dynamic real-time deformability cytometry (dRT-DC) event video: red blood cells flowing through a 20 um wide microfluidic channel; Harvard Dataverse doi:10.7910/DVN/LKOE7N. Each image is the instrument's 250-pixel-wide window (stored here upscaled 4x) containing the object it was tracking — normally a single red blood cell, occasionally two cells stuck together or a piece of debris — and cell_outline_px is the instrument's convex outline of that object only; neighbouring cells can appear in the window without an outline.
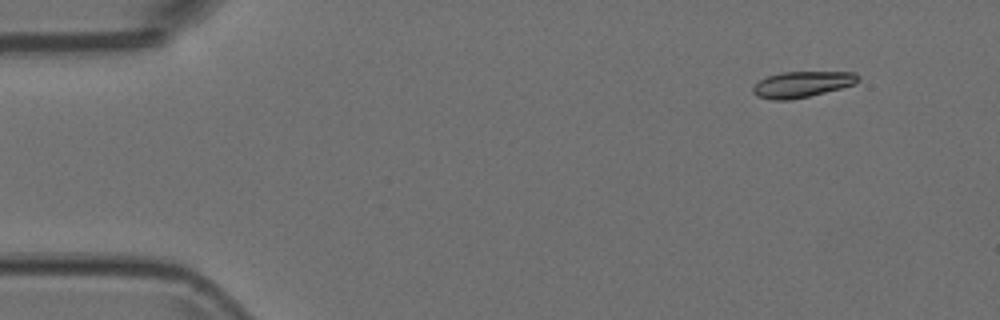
{"species": "Egyptian fruit bat (a non-hibernating species)", "species_latin": "Rousettus aegyptiacus", "temperature_condition": "room temperature", "stored_images_in_passage": 49, "camera_frame_rate_fps": 3000, "um_per_image_px": 0.085, "animal": {"sex": "female"}, "frame": {"image": 1, "passage_image": 1, "time_ms": 0.0, "image_size_px": [1000, 320], "cell_outline_px": [[860, 80], [856, 84], [792, 100], [772, 100], [756, 96], [752, 92], [752, 88], [760, 80], [768, 76], [780, 72], [856, 72], [860, 76]], "centroid_in_image_um": [68.18, 7.16], "position_along_channel_um": 16.8, "area_um2": 15.95}}
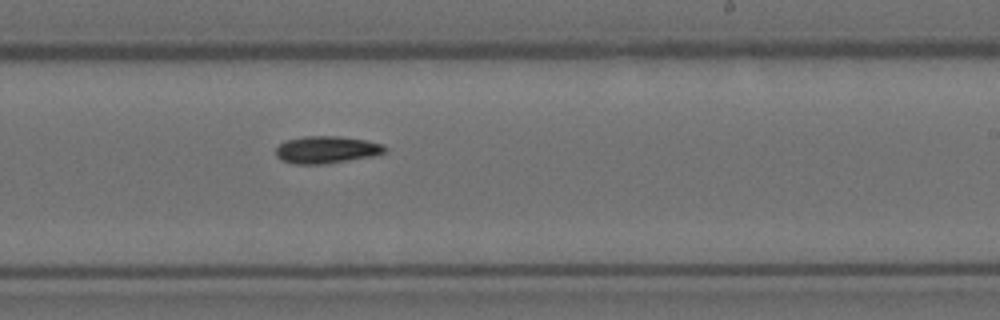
{"frame": {"image": 2, "passage_image": 28, "time_ms": 9.0, "image_size_px": [1000, 320], "cell_outline_px": [[388, 148], [384, 152], [372, 156], [324, 164], [292, 164], [280, 160], [276, 156], [276, 148], [284, 140], [304, 136], [340, 136], [364, 140], [384, 144]], "centroid_in_image_um": [27.72, 12.72], "position_along_channel_um": 261.3, "area_um2": 17.4}}
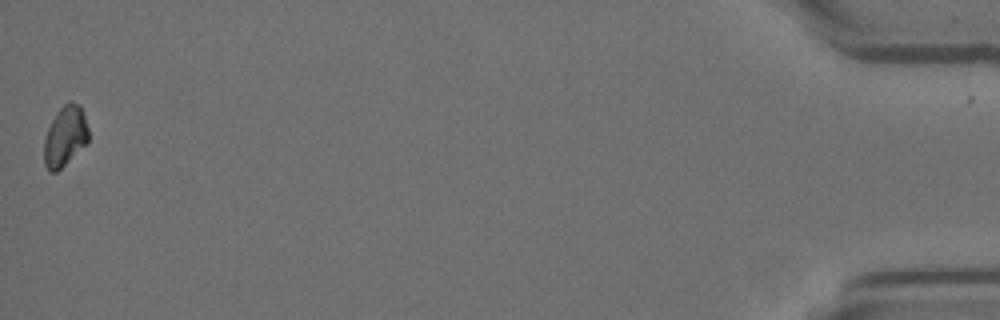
{"frame": {"image": 3, "passage_image": 49, "time_ms": 16.0, "image_size_px": [1000, 320], "cell_outline_px": [[88, 144], [56, 172], [48, 172], [44, 164], [44, 140], [48, 128], [56, 112], [68, 100], [80, 104], [88, 128]], "centroid_in_image_um": [5.54, 11.59], "position_along_channel_um": 429.7, "area_um2": 15.78}}